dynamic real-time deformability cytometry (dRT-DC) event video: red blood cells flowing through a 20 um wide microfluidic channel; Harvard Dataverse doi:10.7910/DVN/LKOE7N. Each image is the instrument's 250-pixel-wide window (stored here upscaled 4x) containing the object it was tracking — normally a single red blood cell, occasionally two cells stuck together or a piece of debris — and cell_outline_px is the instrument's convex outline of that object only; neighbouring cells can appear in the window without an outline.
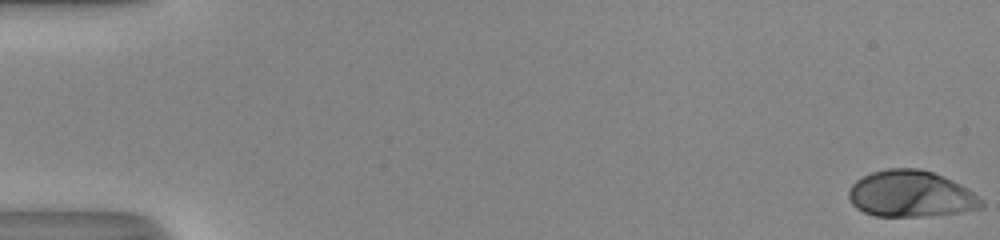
{"species": "human", "species_latin": "Homo sapiens", "temperature_condition": "room temperature", "stored_images_in_passage": 52, "camera_frame_rate_fps": 3000, "um_per_image_px": 0.085, "donor": {"sex": "male"}, "frame": {"image": 1, "passage_image": 1, "time_ms": 0.0, "image_size_px": [1000, 240], "cell_outline_px": [[984, 208], [960, 212], [920, 216], [876, 216], [864, 212], [856, 208], [852, 204], [848, 196], [848, 188], [856, 180], [872, 172], [888, 168], [920, 168], [944, 176], [960, 184], [984, 200]], "centroid_in_image_um": [77.42, 16.48], "position_along_channel_um": 7.6, "area_um2": 35.95}}
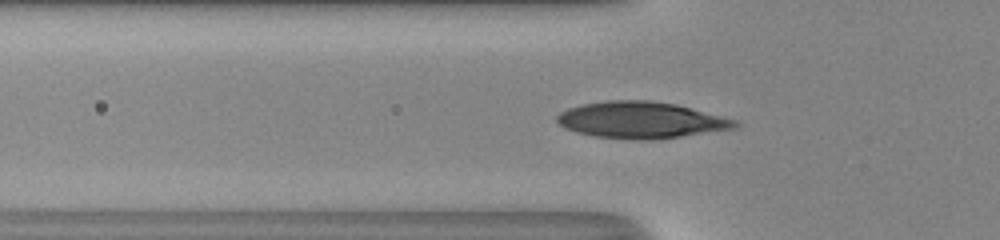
{"frame": {"image": 2, "passage_image": 19, "time_ms": 6.0, "image_size_px": [1000, 240], "cell_outline_px": [[740, 124], [736, 128], [652, 140], [632, 140], [596, 136], [576, 132], [564, 128], [556, 120], [556, 116], [560, 112], [568, 108], [580, 104], [608, 100], [648, 100], [676, 104], [736, 120]], "centroid_in_image_um": [54.44, 10.2], "position_along_channel_um": 71.4, "area_um2": 37.8}}
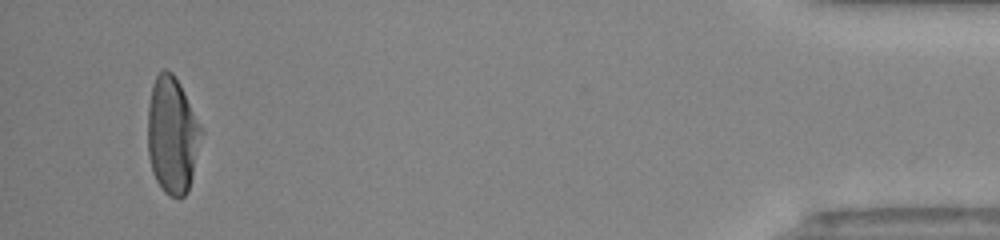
{"frame": {"image": 3, "passage_image": 50, "time_ms": 16.333, "image_size_px": [1000, 240], "cell_outline_px": [[204, 132], [188, 192], [184, 196], [168, 196], [164, 192], [156, 180], [152, 172], [148, 156], [148, 104], [152, 84], [156, 76], [164, 68], [172, 72], [180, 84]], "centroid_in_image_um": [14.64, 11.49], "position_along_channel_um": 420.6, "area_um2": 36.7}, "authors_computed_cell_mechanics": {"area_um2": 36.6452, "velocity_mm_per_s": 4.1074, "shape_relaxation_time_tau1_ms": 4.0247, "shape_relaxation_time_tau2_ms": null, "deformation_change_tau1": 0.2402, "deformation_change_tau2": null}}